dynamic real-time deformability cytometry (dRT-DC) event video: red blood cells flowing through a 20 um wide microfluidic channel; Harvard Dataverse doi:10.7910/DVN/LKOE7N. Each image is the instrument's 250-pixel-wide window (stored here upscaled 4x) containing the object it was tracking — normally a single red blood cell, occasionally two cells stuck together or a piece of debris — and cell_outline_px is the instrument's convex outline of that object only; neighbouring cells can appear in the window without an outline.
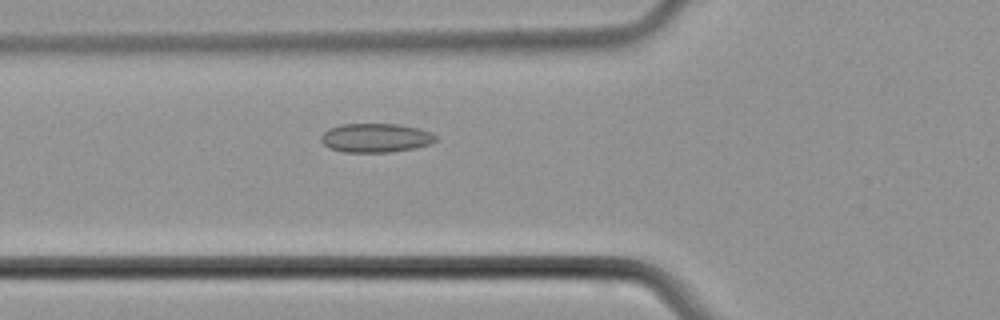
{"species": "common noctule bat (a hibernating species)", "species_latin": "Nyctalus noctula", "temperature_condition": "cold", "stored_images_in_passage": 42, "camera_frame_rate_fps": 3000, "um_per_image_px": 0.085, "animal": {"sex": "male", "body_mass_g": 21.5, "forearm_length_mm": 52.0}, "frame": {"image": 1, "passage_image": 11, "time_ms": 3.333, "image_size_px": [1000, 320], "cell_outline_px": [[436, 140], [432, 144], [416, 148], [388, 152], [344, 152], [328, 148], [320, 140], [320, 136], [328, 128], [340, 124], [396, 124], [420, 128], [432, 132], [436, 136]], "centroid_in_image_um": [31.94, 11.72], "position_along_channel_um": 93.9, "area_um2": 19.59}}
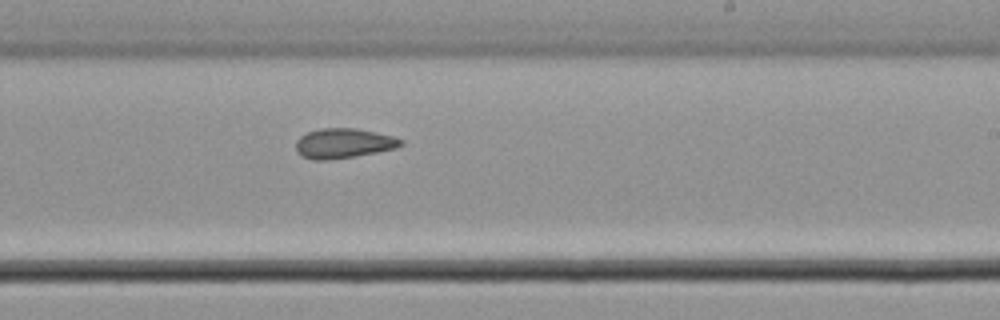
{"frame": {"image": 2, "passage_image": 23, "time_ms": 7.333, "image_size_px": [1000, 320], "cell_outline_px": [[404, 144], [396, 148], [376, 152], [328, 160], [312, 160], [300, 156], [296, 152], [296, 140], [300, 136], [308, 132], [320, 128], [356, 128], [376, 132], [392, 136], [404, 140]], "centroid_in_image_um": [29.17, 12.18], "position_along_channel_um": 259.8, "area_um2": 18.32}}
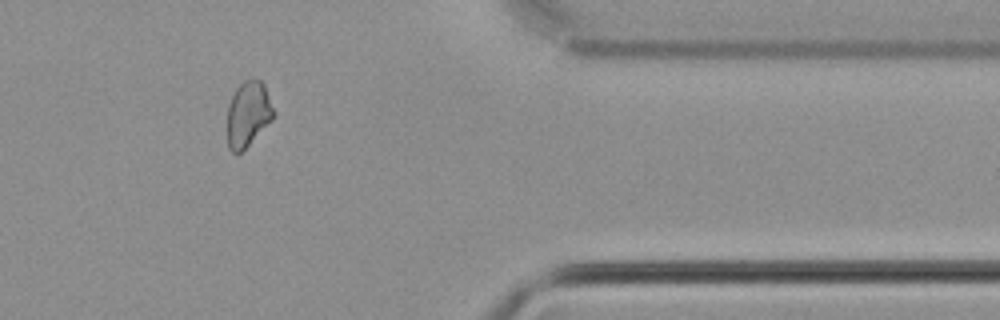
{"frame": {"image": 3, "passage_image": 34, "time_ms": 11.0, "image_size_px": [1000, 320], "cell_outline_px": [[276, 116], [240, 152], [232, 152], [228, 148], [228, 104], [236, 88], [244, 80], [260, 80], [264, 84], [276, 112]], "centroid_in_image_um": [21.11, 9.66], "position_along_channel_um": 390.3, "area_um2": 17.46}}